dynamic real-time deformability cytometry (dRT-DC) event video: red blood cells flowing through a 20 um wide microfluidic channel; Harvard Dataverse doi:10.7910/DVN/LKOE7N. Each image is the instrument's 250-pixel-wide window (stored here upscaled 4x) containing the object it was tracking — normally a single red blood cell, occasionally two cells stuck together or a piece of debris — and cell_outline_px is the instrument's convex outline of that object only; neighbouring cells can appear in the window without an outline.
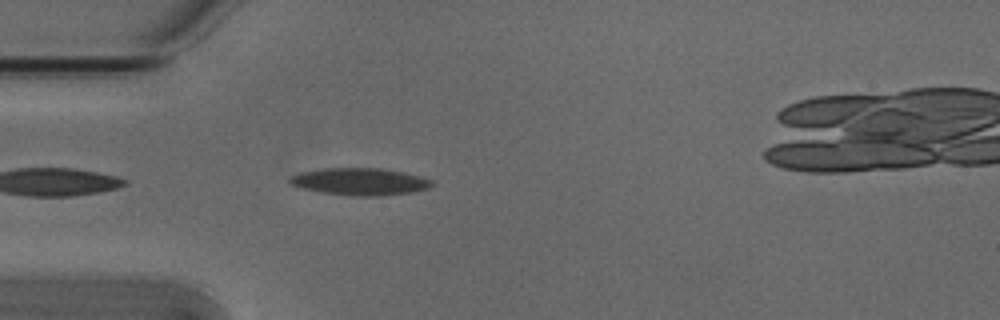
{"species": "Egyptian fruit bat (a non-hibernating species)", "species_latin": "Rousettus aegyptiacus", "temperature_condition": "cold", "stored_images_in_passage": 38, "camera_frame_rate_fps": 3000, "um_per_image_px": 0.085, "animal": {"sex": "male"}, "frame": {"image": 1, "passage_image": 2, "time_ms": 0.333, "image_size_px": [1000, 320], "cell_outline_px": [[436, 184], [428, 188], [412, 192], [376, 196], [352, 196], [320, 192], [304, 188], [292, 184], [288, 180], [292, 176], [300, 172], [324, 168], [380, 168], [404, 172], [420, 176], [432, 180]], "centroid_in_image_um": [30.63, 15.43], "position_along_channel_um": 54.4, "area_um2": 22.43}}
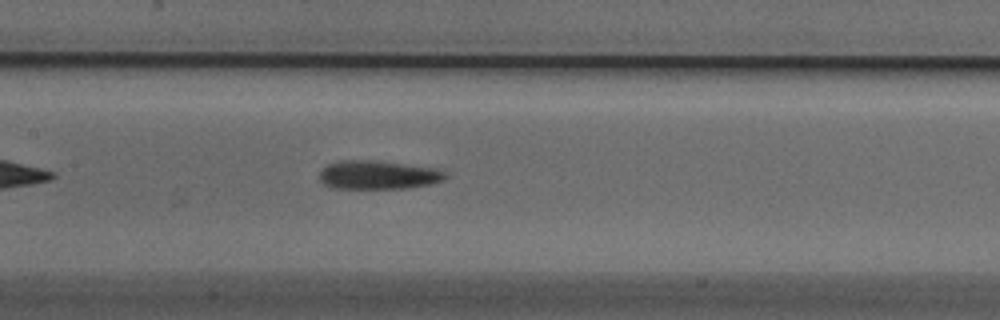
{"frame": {"image": 2, "passage_image": 12, "time_ms": 3.667, "image_size_px": [1000, 320], "cell_outline_px": [[448, 176], [444, 180], [428, 184], [408, 188], [328, 188], [320, 180], [320, 172], [328, 164], [340, 160], [372, 160], [436, 168], [448, 172]], "centroid_in_image_um": [32.15, 14.87], "position_along_channel_um": 175.3, "area_um2": 21.04}}
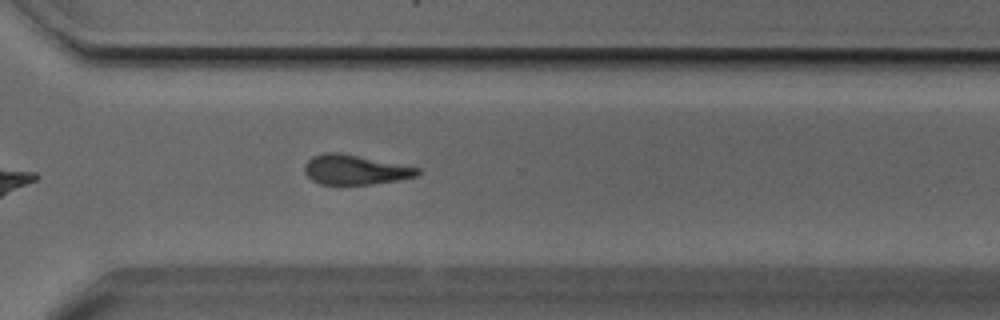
{"frame": {"image": 3, "passage_image": 25, "time_ms": 8.0, "image_size_px": [1000, 320], "cell_outline_px": [[420, 172], [416, 176], [400, 180], [372, 184], [320, 184], [312, 180], [304, 172], [304, 164], [312, 156], [324, 152], [336, 152], [420, 168]], "centroid_in_image_um": [30.15, 14.43], "position_along_channel_um": 340.5, "area_um2": 19.36}, "authors_computed_cell_mechanics": {"area_um2": 20.3745, "velocity_mm_per_s": 3.8163, "shape_relaxation_time_tau1_ms": 7.1861, "shape_relaxation_time_tau2_ms": null, "deformation_change_tau1": 0.1546, "deformation_change_tau2": null}}